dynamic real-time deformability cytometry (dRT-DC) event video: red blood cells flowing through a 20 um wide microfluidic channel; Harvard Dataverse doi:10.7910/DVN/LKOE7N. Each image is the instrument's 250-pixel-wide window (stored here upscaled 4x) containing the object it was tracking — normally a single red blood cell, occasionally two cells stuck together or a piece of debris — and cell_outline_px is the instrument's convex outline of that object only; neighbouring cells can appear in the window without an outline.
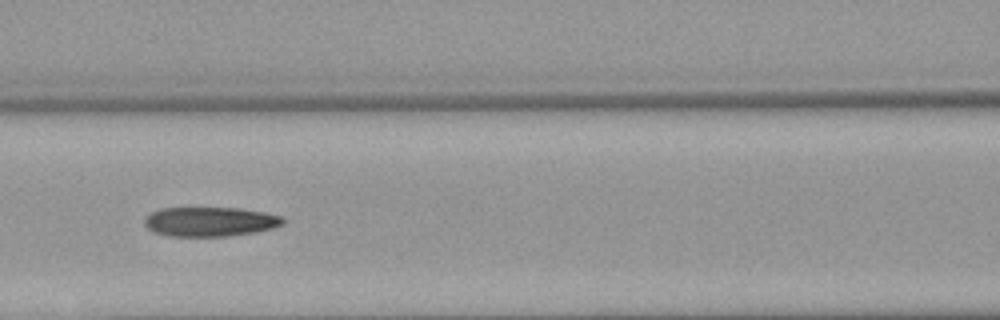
{"species": "Egyptian fruit bat (a non-hibernating species)", "species_latin": "Rousettus aegyptiacus", "temperature_condition": "warm", "stored_images_in_passage": 8, "camera_frame_rate_fps": 3000, "um_per_image_px": 0.085, "animal": {"sex": "female"}, "frame": {"image": 1, "passage_image": 7, "time_ms": 7.667, "image_size_px": [1000, 320], "cell_outline_px": [[284, 224], [272, 228], [252, 232], [228, 236], [168, 236], [156, 232], [148, 228], [144, 224], [144, 216], [160, 208], [240, 208], [264, 212], [280, 216], [284, 220]], "centroid_in_image_um": [17.82, 18.83], "position_along_channel_um": 148.8, "area_um2": 23.64}}
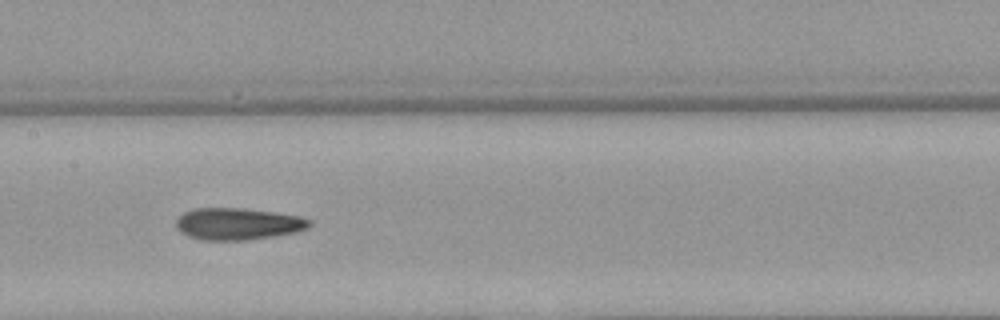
{"frame": {"image": 2, "passage_image": 8, "time_ms": 8.667, "image_size_px": [1000, 320], "cell_outline_px": [[312, 224], [308, 228], [296, 232], [248, 240], [200, 240], [188, 236], [180, 232], [176, 228], [176, 220], [184, 212], [196, 208], [240, 208], [272, 212], [300, 216], [312, 220]], "centroid_in_image_um": [20.21, 19.03], "position_along_channel_um": 187.2, "area_um2": 24.8}}